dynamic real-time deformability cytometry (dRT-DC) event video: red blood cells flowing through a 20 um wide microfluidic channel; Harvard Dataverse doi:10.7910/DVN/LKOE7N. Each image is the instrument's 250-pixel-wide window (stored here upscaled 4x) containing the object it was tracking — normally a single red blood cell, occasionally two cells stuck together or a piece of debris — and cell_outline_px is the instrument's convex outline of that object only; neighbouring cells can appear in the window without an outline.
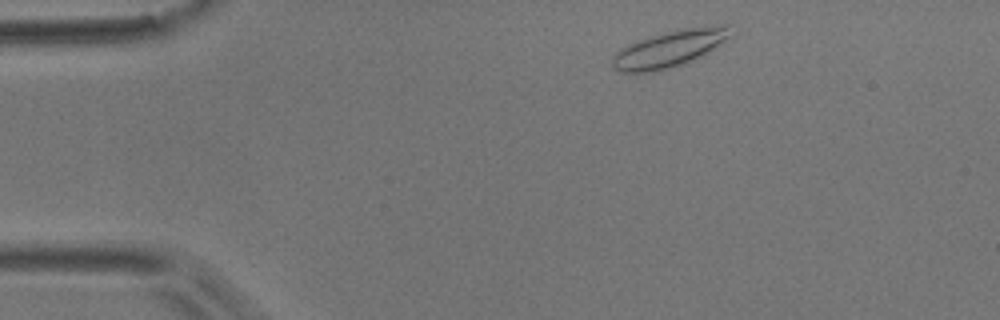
{"species": "common noctule bat (a hibernating species)", "species_latin": "Nyctalus noctula", "temperature_condition": "room temperature", "stored_images_in_passage": 48, "camera_frame_rate_fps": 3000, "um_per_image_px": 0.085, "animal": {"sex": "male", "body_mass_g": 17.9}, "frame": {"image": 1, "passage_image": 3, "time_ms": 0.667, "image_size_px": [1000, 320], "cell_outline_px": [[736, 36], [700, 56], [684, 64], [668, 68], [648, 72], [620, 72], [612, 64], [612, 56], [620, 48], [636, 40], [648, 36], [684, 28], [716, 24], [728, 24]], "centroid_in_image_um": [56.99, 4.1], "position_along_channel_um": 28.0, "area_um2": 25.61}}
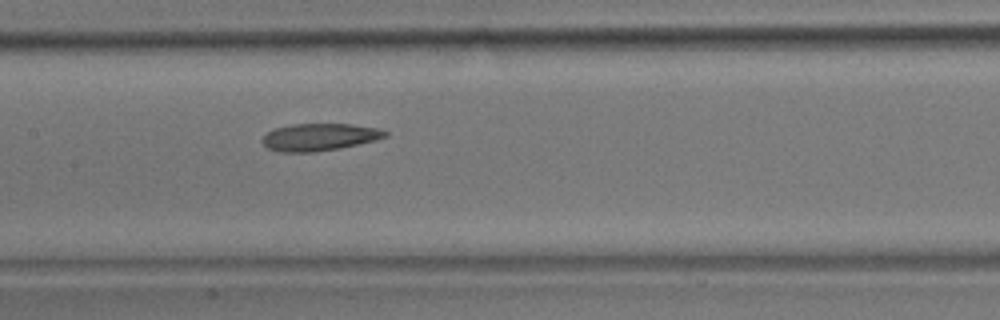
{"frame": {"image": 2, "passage_image": 21, "time_ms": 6.667, "image_size_px": [1000, 320], "cell_outline_px": [[388, 136], [376, 140], [340, 148], [312, 152], [280, 152], [268, 148], [260, 140], [268, 132], [276, 128], [292, 124], [352, 124], [376, 128], [388, 132]], "centroid_in_image_um": [27.15, 11.65], "position_along_channel_um": 180.3, "area_um2": 19.42}}
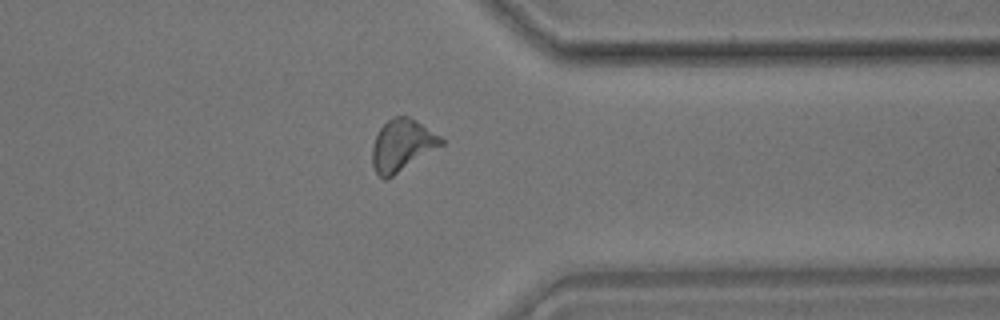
{"frame": {"image": 3, "passage_image": 37, "time_ms": 12.0, "image_size_px": [1000, 320], "cell_outline_px": [[444, 144], [388, 180], [384, 180], [376, 172], [372, 164], [372, 144], [380, 128], [392, 116], [408, 116], [440, 136], [444, 140]], "centroid_in_image_um": [34.16, 12.38], "position_along_channel_um": 377.2, "area_um2": 20.81}, "authors_computed_cell_mechanics": {"area_um2": 20.0855, "velocity_mm_per_s": 3.788, "shape_relaxation_time_tau1_ms": null, "shape_relaxation_time_tau2_ms": 7.2835, "deformation_change_tau1": null, "deformation_change_tau2": 0.1801}}